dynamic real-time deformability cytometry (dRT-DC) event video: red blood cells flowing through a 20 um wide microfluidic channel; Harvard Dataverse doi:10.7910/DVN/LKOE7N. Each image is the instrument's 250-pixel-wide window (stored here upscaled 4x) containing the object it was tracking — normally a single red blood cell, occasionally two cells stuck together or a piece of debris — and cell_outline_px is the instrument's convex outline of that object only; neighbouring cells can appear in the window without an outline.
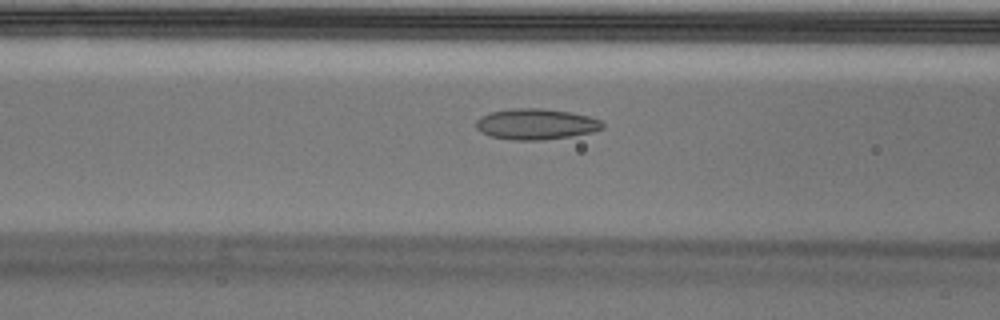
{"species": "Egyptian fruit bat (a non-hibernating species)", "species_latin": "Rousettus aegyptiacus", "temperature_condition": "cold", "stored_images_in_passage": 47, "camera_frame_rate_fps": 3000, "um_per_image_px": 0.085, "animal": {"sex": "male"}, "frame": {"image": 1, "passage_image": 13, "time_ms": 4.0, "image_size_px": [1000, 320], "cell_outline_px": [[604, 128], [592, 132], [544, 140], [512, 140], [492, 136], [480, 132], [476, 128], [476, 120], [480, 116], [492, 112], [512, 108], [544, 108], [572, 112], [588, 116], [600, 120], [604, 124]], "centroid_in_image_um": [45.55, 10.54], "position_along_channel_um": 121.0, "area_um2": 22.77}}
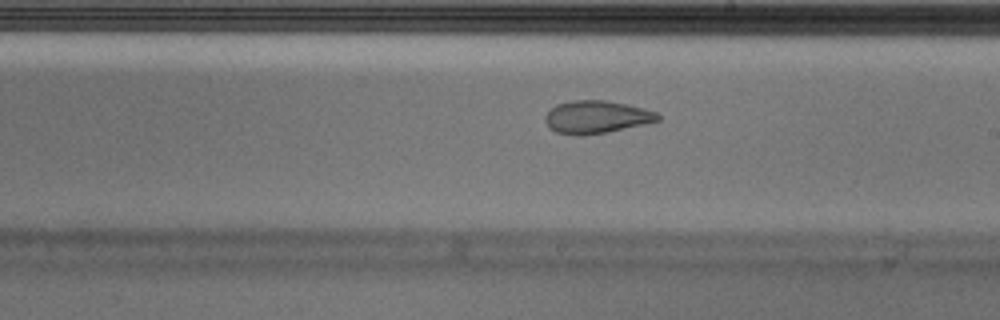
{"frame": {"image": 2, "passage_image": 23, "time_ms": 7.333, "image_size_px": [1000, 320], "cell_outline_px": [[660, 120], [644, 124], [608, 132], [584, 136], [576, 136], [556, 132], [548, 128], [544, 120], [544, 116], [556, 104], [572, 100], [604, 100], [644, 108], [656, 112], [660, 116]], "centroid_in_image_um": [50.66, 9.96], "position_along_channel_um": 238.3, "area_um2": 21.62}}
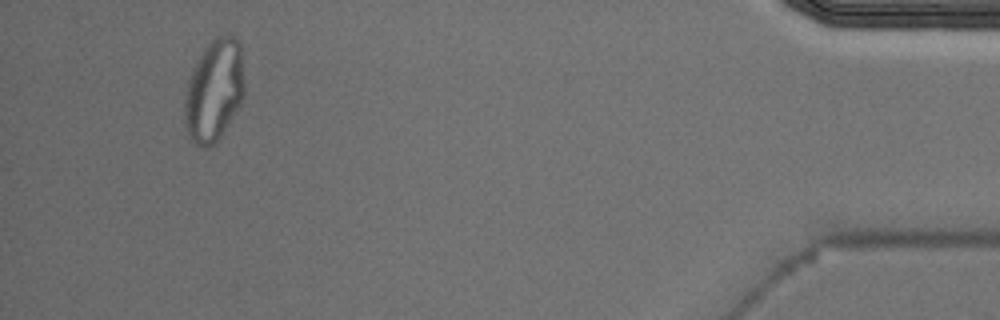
{"frame": {"image": 3, "passage_image": 44, "time_ms": 14.333, "image_size_px": [1000, 320], "cell_outline_px": [[244, 96], [240, 104], [228, 124], [220, 136], [212, 144], [204, 148], [196, 144], [188, 136], [184, 124], [184, 100], [188, 80], [204, 48], [216, 36], [228, 32], [240, 44], [244, 84]], "centroid_in_image_um": [18.19, 7.68], "position_along_channel_um": 417.0, "area_um2": 35.37}, "authors_computed_cell_mechanics": {"area_um2": 23.2356, "velocity_mm_per_s": 3.5136, "shape_relaxation_time_tau1_ms": null, "shape_relaxation_time_tau2_ms": 2.2094, "deformation_change_tau1": null, "deformation_change_tau2": 0.0824}}